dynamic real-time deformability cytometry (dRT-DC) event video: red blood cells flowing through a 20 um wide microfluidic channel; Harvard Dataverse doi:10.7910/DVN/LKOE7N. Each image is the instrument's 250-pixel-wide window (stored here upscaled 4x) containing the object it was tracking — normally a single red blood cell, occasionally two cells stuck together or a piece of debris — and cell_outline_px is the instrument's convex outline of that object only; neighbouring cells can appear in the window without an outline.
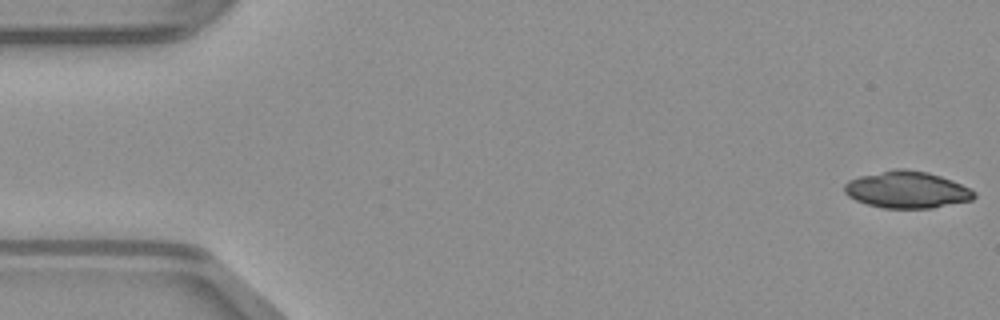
{"species": "common noctule bat (a hibernating species)", "species_latin": "Nyctalus noctula", "temperature_condition": "warm", "stored_images_in_passage": 48, "camera_frame_rate_fps": 3000, "um_per_image_px": 0.085, "animal": {"sex": "male", "body_mass_g": 23.1, "forearm_length_mm": 52.7}, "frame": {"image": 1, "passage_image": 1, "time_ms": 0.0, "image_size_px": [1000, 320], "cell_outline_px": [[976, 196], [972, 200], [932, 208], [884, 208], [868, 204], [856, 200], [848, 196], [844, 192], [844, 184], [848, 180], [860, 176], [896, 168], [904, 168], [928, 172], [952, 180], [976, 192]], "centroid_in_image_um": [77.08, 16.12], "position_along_channel_um": 7.9, "area_um2": 27.8}}